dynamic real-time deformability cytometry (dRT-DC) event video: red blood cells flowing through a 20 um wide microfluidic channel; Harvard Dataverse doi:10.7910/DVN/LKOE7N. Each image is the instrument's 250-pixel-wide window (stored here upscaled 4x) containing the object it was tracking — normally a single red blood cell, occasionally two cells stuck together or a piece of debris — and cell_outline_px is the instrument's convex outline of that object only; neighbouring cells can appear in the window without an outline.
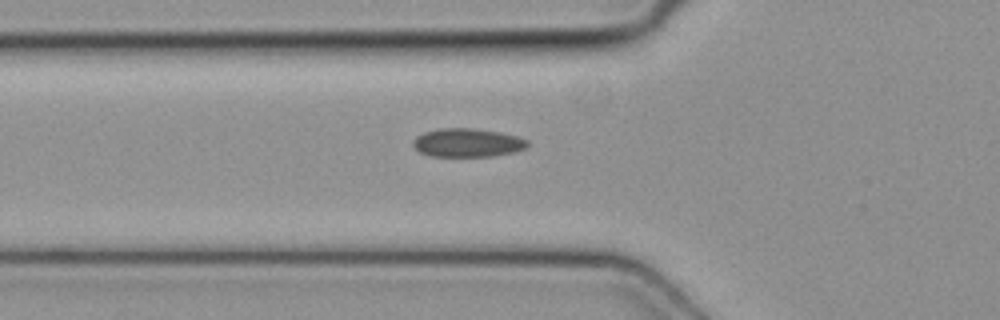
{"species": "common noctule bat (a hibernating species)", "species_latin": "Nyctalus noctula", "temperature_condition": "cold", "stored_images_in_passage": 35, "camera_frame_rate_fps": 3000, "um_per_image_px": 0.085, "animal": {"sex": "female", "body_mass_g": 19.3, "forearm_length_mm": 54.1}, "frame": {"image": 1, "passage_image": 5, "time_ms": 1.333, "image_size_px": [1000, 320], "cell_outline_px": [[528, 144], [524, 148], [512, 152], [492, 156], [432, 156], [420, 152], [412, 144], [412, 140], [416, 136], [424, 132], [440, 128], [472, 128], [500, 132], [516, 136], [528, 140]], "centroid_in_image_um": [39.7, 12.12], "position_along_channel_um": 86.1, "area_um2": 18.9}}
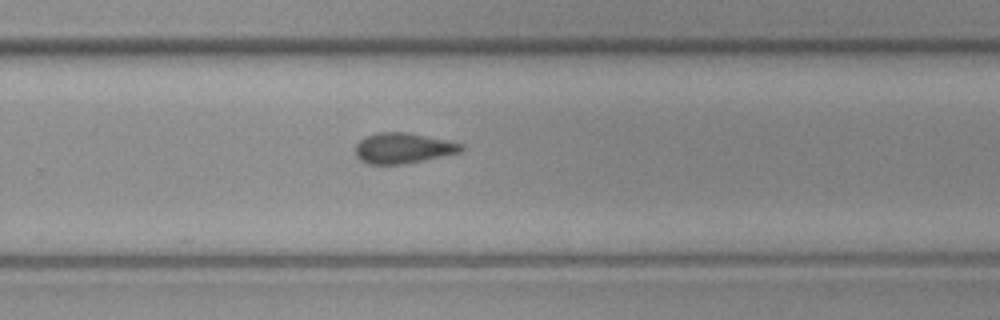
{"frame": {"image": 2, "passage_image": 20, "time_ms": 6.333, "image_size_px": [1000, 320], "cell_outline_px": [[464, 148], [460, 152], [424, 160], [404, 164], [368, 164], [360, 160], [356, 156], [356, 144], [364, 136], [376, 132], [408, 132], [452, 140], [464, 144]], "centroid_in_image_um": [34.28, 12.57], "position_along_channel_um": 295.5, "area_um2": 19.13}}
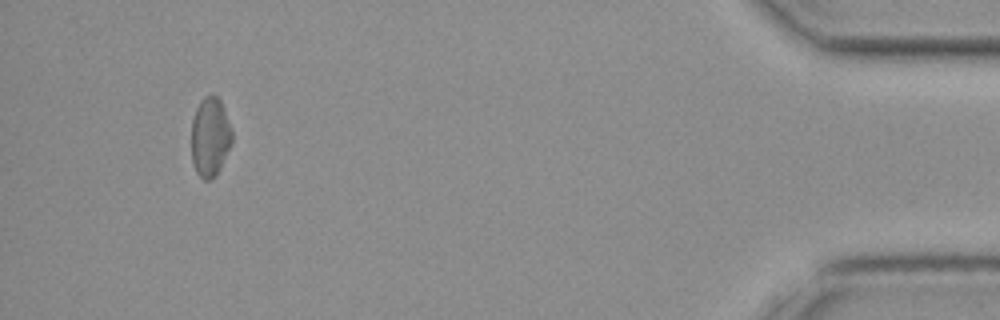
{"frame": {"image": 3, "passage_image": 34, "time_ms": 11.0, "image_size_px": [1000, 320], "cell_outline_px": [[232, 140], [216, 176], [208, 180], [204, 180], [196, 172], [192, 160], [192, 120], [196, 108], [200, 100], [204, 96], [212, 92], [220, 100], [232, 132]], "centroid_in_image_um": [17.84, 11.61], "position_along_channel_um": 417.4, "area_um2": 18.55}}